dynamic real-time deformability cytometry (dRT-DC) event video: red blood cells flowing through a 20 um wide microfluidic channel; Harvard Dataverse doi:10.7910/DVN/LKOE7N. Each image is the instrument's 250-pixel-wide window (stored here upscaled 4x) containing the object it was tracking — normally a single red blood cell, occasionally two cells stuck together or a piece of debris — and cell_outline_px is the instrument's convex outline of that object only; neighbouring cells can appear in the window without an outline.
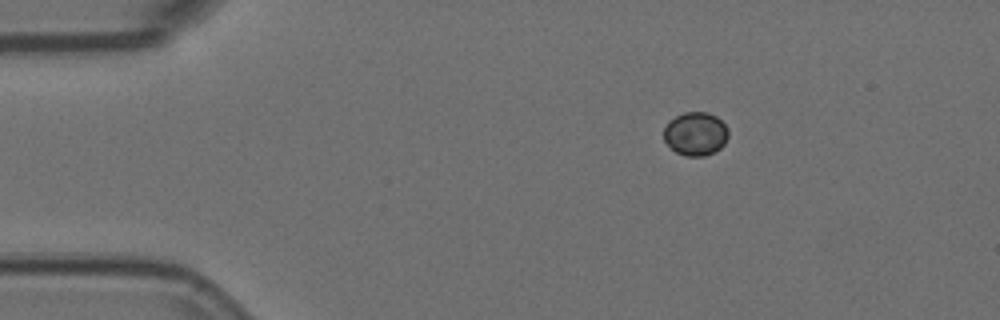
{"species": "Egyptian fruit bat (a non-hibernating species)", "species_latin": "Rousettus aegyptiacus", "temperature_condition": "room temperature", "stored_images_in_passage": 48, "camera_frame_rate_fps": 3000, "um_per_image_px": 0.085, "animal": {"sex": "female"}, "frame": {"image": 1, "passage_image": 1, "time_ms": 0.0, "image_size_px": [1000, 320], "cell_outline_px": [[728, 136], [724, 144], [720, 148], [704, 156], [684, 156], [676, 152], [664, 140], [664, 128], [668, 120], [684, 112], [708, 112], [716, 116], [728, 128]], "centroid_in_image_um": [59.11, 11.36], "position_along_channel_um": 25.9, "area_um2": 16.36}}
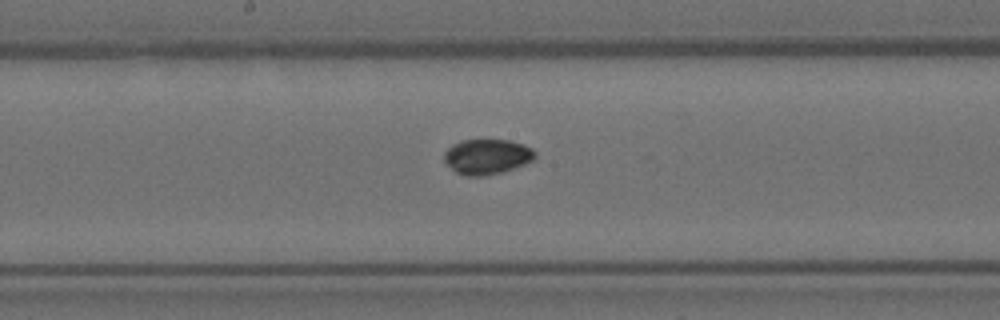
{"frame": {"image": 2, "passage_image": 21, "time_ms": 6.667, "image_size_px": [1000, 320], "cell_outline_px": [[536, 156], [532, 160], [524, 164], [500, 172], [484, 176], [468, 176], [456, 172], [444, 160], [444, 152], [452, 144], [460, 140], [508, 140], [524, 144], [532, 148], [536, 152]], "centroid_in_image_um": [41.39, 13.3], "position_along_channel_um": 206.8, "area_um2": 18.5}}
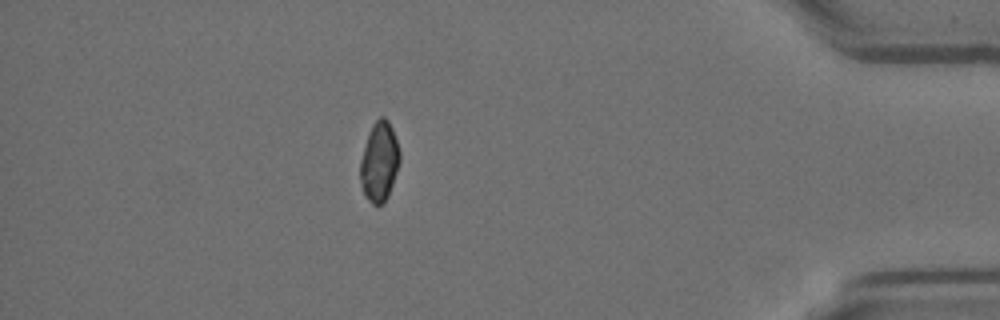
{"frame": {"image": 3, "passage_image": 41, "time_ms": 13.333, "image_size_px": [1000, 320], "cell_outline_px": [[400, 160], [388, 196], [384, 204], [372, 204], [364, 196], [360, 184], [360, 160], [372, 124], [380, 116], [384, 116], [388, 120], [392, 128], [400, 152]], "centroid_in_image_um": [32.23, 13.76], "position_along_channel_um": 403.0, "area_um2": 18.26}, "authors_computed_cell_mechanics": {"area_um2": 18.3226, "velocity_mm_per_s": 3.6305, "shape_relaxation_time_tau1_ms": null, "shape_relaxation_time_tau2_ms": 5.1611, "deformation_change_tau1": null, "deformation_change_tau2": 0.0499}}